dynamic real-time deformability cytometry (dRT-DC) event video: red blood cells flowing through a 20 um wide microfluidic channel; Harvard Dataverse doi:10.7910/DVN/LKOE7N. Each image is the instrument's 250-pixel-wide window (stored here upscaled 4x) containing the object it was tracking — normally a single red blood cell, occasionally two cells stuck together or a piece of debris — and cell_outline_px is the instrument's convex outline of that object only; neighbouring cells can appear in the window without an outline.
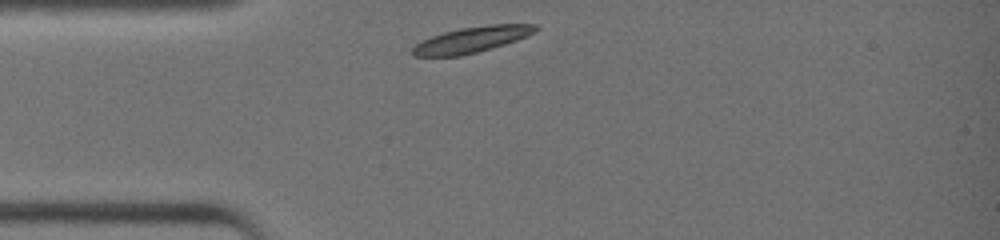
{"species": "common noctule bat (a hibernating species)", "species_latin": "Nyctalus noctula", "temperature_condition": "warm", "stored_images_in_passage": 27, "camera_frame_rate_fps": 3000, "um_per_image_px": 0.085, "animal": {"sex": "female", "body_mass_g": 19.0, "forearm_length_mm": 51.5}, "frame": {"image": 1, "passage_image": 1, "time_ms": 0.0, "image_size_px": [1000, 240], "cell_outline_px": [[540, 28], [516, 40], [504, 44], [476, 52], [460, 56], [412, 56], [408, 52], [416, 44], [432, 36], [444, 32], [460, 28], [492, 24], [536, 24]], "centroid_in_image_um": [40.04, 3.37], "position_along_channel_um": 45.0, "area_um2": 18.26}}
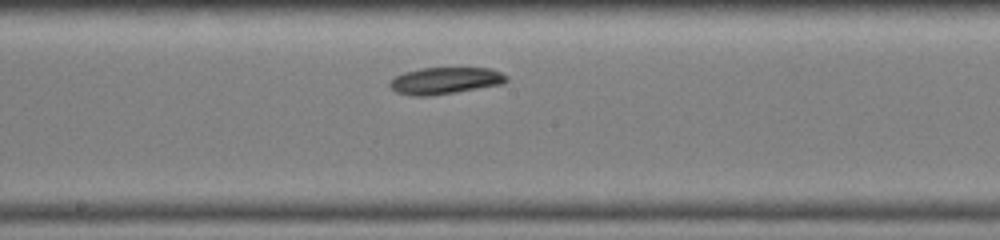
{"frame": {"image": 2, "passage_image": 13, "time_ms": 4.0, "image_size_px": [1000, 240], "cell_outline_px": [[508, 80], [504, 84], [432, 96], [412, 96], [396, 92], [388, 84], [396, 76], [404, 72], [420, 68], [492, 68], [508, 76]], "centroid_in_image_um": [37.86, 6.86], "position_along_channel_um": 210.3, "area_um2": 18.32}}
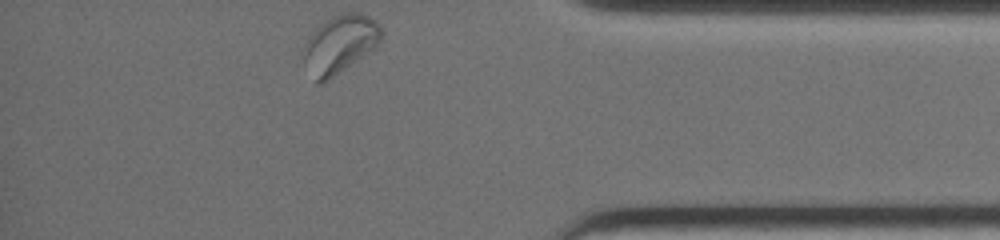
{"frame": {"image": 3, "passage_image": 27, "time_ms": 8.667, "image_size_px": [1000, 240], "cell_outline_px": [[380, 40], [372, 48], [320, 84], [316, 84], [300, 52], [300, 48], [316, 28], [320, 24], [332, 16], [340, 12], [360, 12], [376, 20], [380, 24]], "centroid_in_image_um": [28.82, 3.69], "position_along_channel_um": 406.4, "area_um2": 25.72}, "authors_computed_cell_mechanics": {"area_um2": 18.3226, "velocity_mm_per_s": 4.4909, "shape_relaxation_time_tau1_ms": null, "shape_relaxation_time_tau2_ms": 5.5768, "deformation_change_tau1": null, "deformation_change_tau2": 0.0908}}